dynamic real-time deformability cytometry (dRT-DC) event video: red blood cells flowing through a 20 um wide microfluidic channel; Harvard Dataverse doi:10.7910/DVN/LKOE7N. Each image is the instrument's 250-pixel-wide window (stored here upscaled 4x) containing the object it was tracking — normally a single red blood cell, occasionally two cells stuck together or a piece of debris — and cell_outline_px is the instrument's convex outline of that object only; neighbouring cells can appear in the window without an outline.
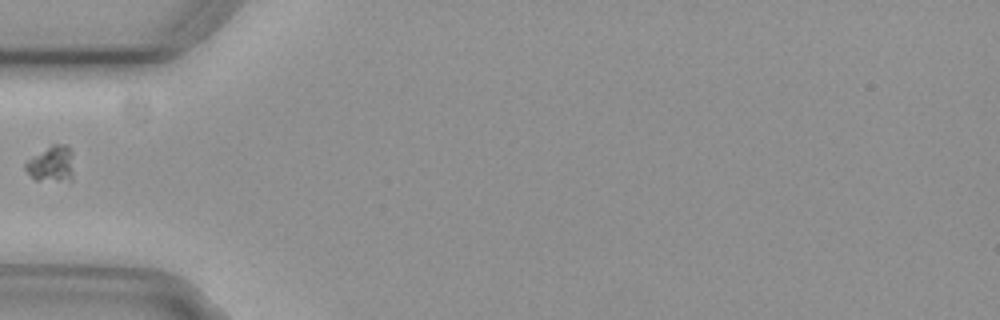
{"species": "common noctule bat (a hibernating species)", "species_latin": "Nyctalus noctula", "temperature_condition": "cold", "stored_images_in_passage": 39, "camera_frame_rate_fps": 3000, "um_per_image_px": 0.085, "animal": {"sex": "female", "body_mass_g": 29.2, "forearm_length_mm": 56.3}, "frame": {"image": 1, "passage_image": 1, "time_ms": 0.0, "image_size_px": [1000, 320], "cell_outline_px": [[72, 180], [68, 184], [36, 180], [24, 168], [24, 164], [28, 160], [52, 144], [68, 144], [72, 152]], "centroid_in_image_um": [4.42, 13.99], "position_along_channel_um": 80.6, "area_um2": 10.46}}
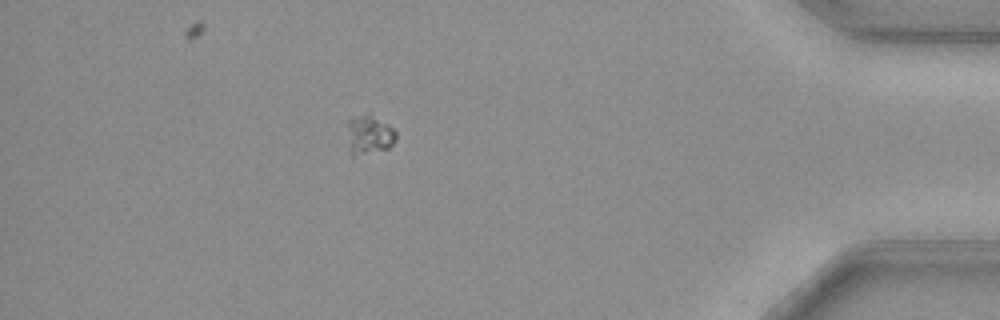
{"frame": {"image": 2, "passage_image": 32, "time_ms": 10.333, "image_size_px": [1000, 320], "cell_outline_px": [[396, 140], [388, 148], [352, 156], [348, 124], [348, 120], [352, 116], [368, 116], [388, 124], [396, 132]], "centroid_in_image_um": [31.41, 11.47], "position_along_channel_um": 403.8, "area_um2": 10.35}}